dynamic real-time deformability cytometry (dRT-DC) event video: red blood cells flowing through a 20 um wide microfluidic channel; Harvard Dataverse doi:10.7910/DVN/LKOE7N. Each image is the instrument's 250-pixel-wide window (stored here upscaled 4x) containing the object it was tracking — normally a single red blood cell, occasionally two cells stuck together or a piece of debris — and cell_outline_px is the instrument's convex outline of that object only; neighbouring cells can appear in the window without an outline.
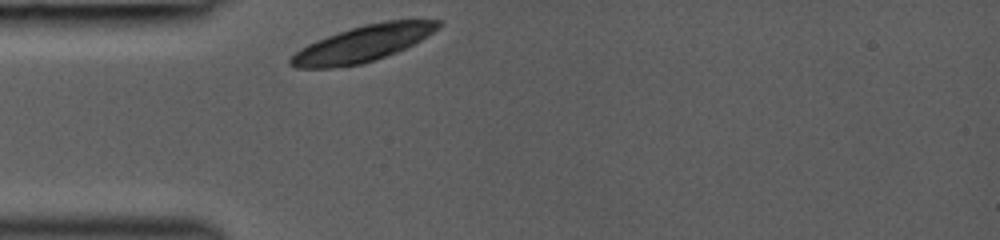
{"species": "common noctule bat (a hibernating species)", "species_latin": "Nyctalus noctula", "temperature_condition": "room temperature", "stored_images_in_passage": 22, "camera_frame_rate_fps": 3000, "um_per_image_px": 0.085, "animal": {"sex": "female", "body_mass_g": 19.0, "forearm_length_mm": 53.3}, "frame": {"image": 1, "passage_image": 1, "time_ms": 0.0, "image_size_px": [1000, 240], "cell_outline_px": [[440, 28], [420, 40], [396, 52], [360, 64], [332, 68], [296, 68], [288, 64], [288, 60], [300, 48], [316, 40], [364, 24], [388, 20], [440, 20]], "centroid_in_image_um": [30.81, 3.71], "position_along_channel_um": 54.2, "area_um2": 30.63}}
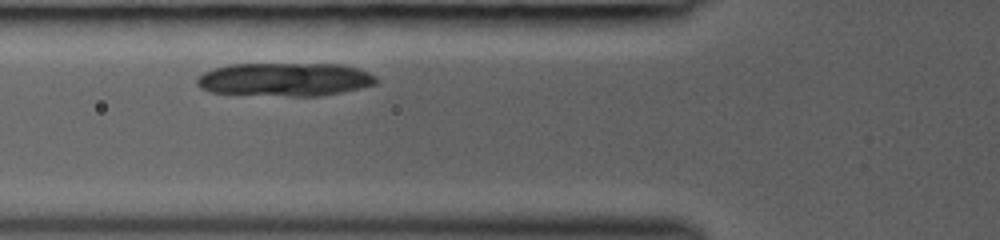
{"frame": {"image": 2, "passage_image": 6, "time_ms": 1.333, "image_size_px": [1000, 240], "cell_outline_px": [[380, 80], [376, 84], [340, 92], [320, 96], [288, 96], [212, 92], [200, 88], [196, 84], [196, 80], [204, 72], [228, 64], [340, 64], [356, 68], [368, 72], [376, 76]], "centroid_in_image_um": [24.23, 6.75], "position_along_channel_um": 101.6, "area_um2": 34.74}}
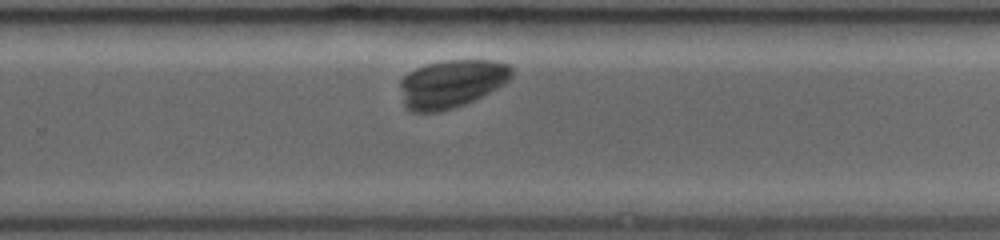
{"frame": {"image": 3, "passage_image": 21, "time_ms": 6.0, "image_size_px": [1000, 240], "cell_outline_px": [[512, 76], [504, 84], [464, 104], [452, 108], [436, 112], [412, 112], [404, 104], [400, 88], [400, 80], [408, 72], [424, 64], [444, 60], [492, 60], [508, 64], [512, 68]], "centroid_in_image_um": [38.35, 7.09], "position_along_channel_um": 291.5, "area_um2": 31.04}}